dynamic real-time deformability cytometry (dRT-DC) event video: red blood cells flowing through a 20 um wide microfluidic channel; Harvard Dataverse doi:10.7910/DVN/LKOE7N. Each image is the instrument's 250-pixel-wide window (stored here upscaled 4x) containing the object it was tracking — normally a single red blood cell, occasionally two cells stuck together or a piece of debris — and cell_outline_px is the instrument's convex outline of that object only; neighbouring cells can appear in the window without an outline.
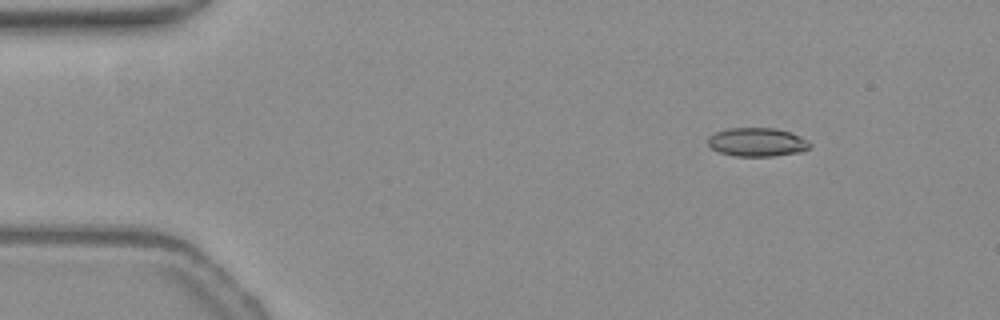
{"species": "common noctule bat (a hibernating species)", "species_latin": "Nyctalus noctula", "temperature_condition": "warm", "stored_images_in_passage": 53, "camera_frame_rate_fps": 3000, "um_per_image_px": 0.085, "animal": {"sex": "female", "body_mass_g": 19.3, "forearm_length_mm": 54.1}, "frame": {"image": 1, "passage_image": 6, "time_ms": 1.667, "image_size_px": [1000, 320], "cell_outline_px": [[808, 148], [796, 152], [772, 156], [736, 156], [720, 152], [712, 148], [708, 144], [708, 140], [716, 132], [728, 128], [776, 128], [788, 132], [804, 140], [808, 144]], "centroid_in_image_um": [64.28, 12.08], "position_along_channel_um": 20.7, "area_um2": 16.36}}
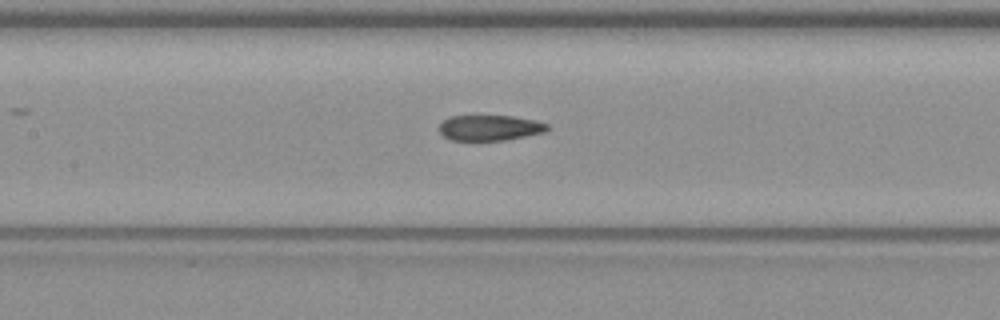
{"frame": {"image": 2, "passage_image": 24, "time_ms": 7.667, "image_size_px": [1000, 320], "cell_outline_px": [[548, 128], [544, 132], [508, 140], [452, 140], [444, 136], [440, 132], [440, 124], [444, 120], [452, 116], [512, 116], [536, 120], [548, 124]], "centroid_in_image_um": [41.66, 10.86], "position_along_channel_um": 165.7, "area_um2": 15.95}}
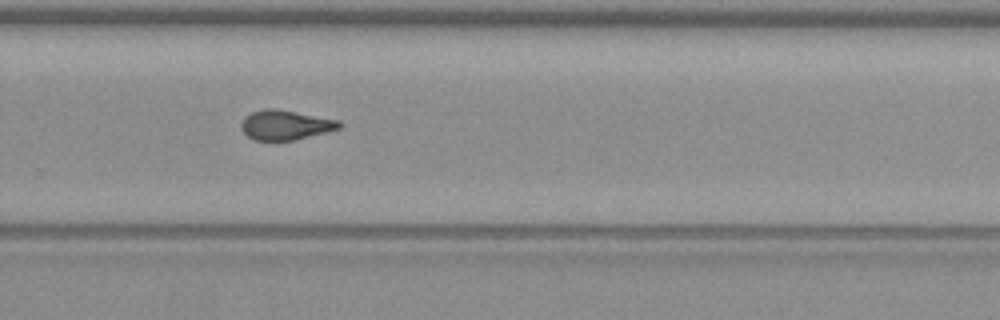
{"frame": {"image": 3, "passage_image": 35, "time_ms": 11.333, "image_size_px": [1000, 320], "cell_outline_px": [[344, 124], [340, 128], [296, 140], [256, 140], [248, 136], [244, 132], [240, 124], [244, 116], [252, 112], [264, 108], [276, 108], [340, 120]], "centroid_in_image_um": [24.28, 10.61], "position_along_channel_um": 305.5, "area_um2": 17.05}, "authors_computed_cell_mechanics": {"area_um2": 16.8776, "velocity_mm_per_s": 3.8319, "shape_relaxation_time_tau1_ms": 11.2709, "shape_relaxation_time_tau2_ms": 4.1039, "deformation_change_tau1": 0.2533, "deformation_change_tau2": 0.1132}}